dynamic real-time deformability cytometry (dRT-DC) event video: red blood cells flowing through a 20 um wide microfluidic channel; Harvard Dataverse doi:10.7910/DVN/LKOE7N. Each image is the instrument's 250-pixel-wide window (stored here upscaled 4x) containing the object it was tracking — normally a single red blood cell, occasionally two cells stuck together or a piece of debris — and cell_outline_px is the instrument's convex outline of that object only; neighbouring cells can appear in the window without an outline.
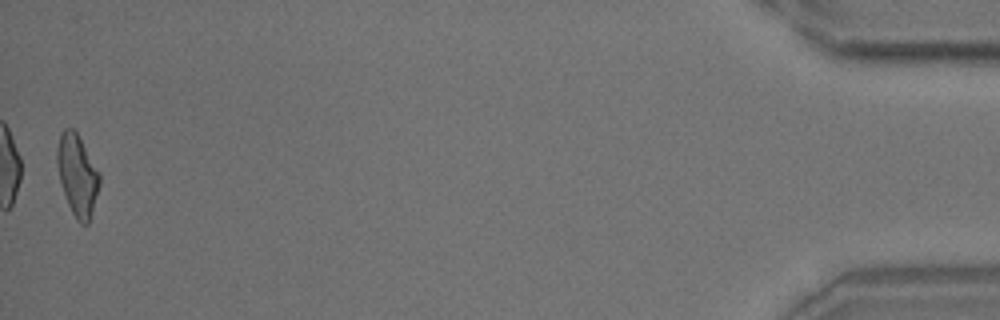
{"species": "common noctule bat (a hibernating species)", "species_latin": "Nyctalus noctula", "temperature_condition": "room temperature", "stored_images_in_passage": 49, "camera_frame_rate_fps": 3000, "um_per_image_px": 0.085, "animal": {"sex": "male", "body_mass_g": 18.8}, "frame": {"image": 1, "passage_image": 49, "time_ms": 16.0, "image_size_px": [1000, 320], "cell_outline_px": [[100, 184], [92, 212], [88, 224], [80, 224], [76, 220], [68, 204], [60, 180], [56, 160], [56, 148], [60, 132], [64, 128], [72, 128], [76, 132], [100, 172]], "centroid_in_image_um": [6.57, 14.87], "position_along_channel_um": 428.6, "area_um2": 20.06}, "authors_computed_cell_mechanics": {"area_um2": 20.23, "velocity_mm_per_s": 3.725, "shape_relaxation_time_tau1_ms": 8.5911, "shape_relaxation_time_tau2_ms": 1.8405, "deformation_change_tau1": 0.2379, "deformation_change_tau2": 0.102}}